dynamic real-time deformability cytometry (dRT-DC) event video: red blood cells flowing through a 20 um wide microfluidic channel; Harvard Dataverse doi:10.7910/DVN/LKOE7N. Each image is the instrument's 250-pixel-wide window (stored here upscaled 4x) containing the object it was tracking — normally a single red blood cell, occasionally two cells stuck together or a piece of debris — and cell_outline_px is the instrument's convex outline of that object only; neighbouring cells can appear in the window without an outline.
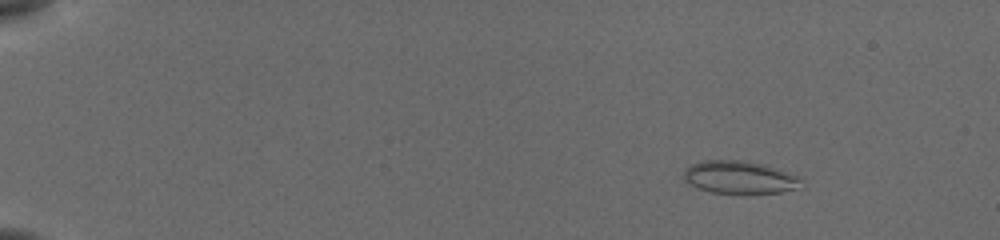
{"species": "common noctule bat (a hibernating species)", "species_latin": "Nyctalus noctula", "temperature_condition": "cold", "stored_images_in_passage": 55, "camera_frame_rate_fps": 3000, "um_per_image_px": 0.085, "animal": {"sex": "female", "body_mass_g": 19.5, "forearm_length_mm": 54.1}, "frame": {"image": 1, "passage_image": 8, "time_ms": 2.333, "image_size_px": [1000, 240], "cell_outline_px": [[800, 180], [792, 188], [780, 192], [748, 196], [712, 192], [688, 184], [684, 180], [684, 172], [692, 164], [704, 160], [740, 160], [760, 164], [796, 176]], "centroid_in_image_um": [62.75, 15.11], "position_along_channel_um": 22.2, "area_um2": 22.14}}
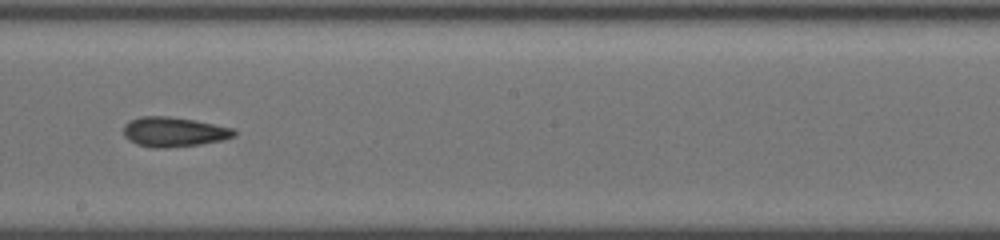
{"frame": {"image": 2, "passage_image": 34, "time_ms": 11.0, "image_size_px": [1000, 240], "cell_outline_px": [[236, 136], [224, 140], [200, 144], [168, 148], [152, 148], [136, 144], [128, 140], [124, 136], [124, 124], [140, 116], [168, 116], [192, 120], [232, 128], [236, 132]], "centroid_in_image_um": [14.75, 11.23], "position_along_channel_um": 233.4, "area_um2": 19.13}}
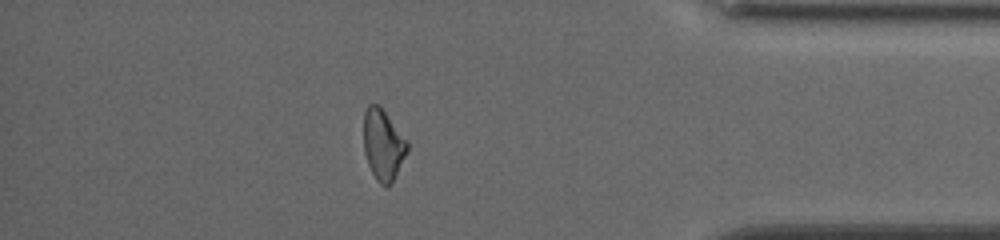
{"frame": {"image": 3, "passage_image": 49, "time_ms": 16.0, "image_size_px": [1000, 240], "cell_outline_px": [[408, 152], [388, 188], [380, 184], [376, 180], [368, 164], [364, 152], [364, 112], [368, 104], [380, 104], [408, 140]], "centroid_in_image_um": [32.57, 12.27], "position_along_channel_um": 402.6, "area_um2": 18.26}, "authors_computed_cell_mechanics": {"area_um2": 19.7098, "velocity_mm_per_s": 3.897, "shape_relaxation_time_tau1_ms": null, "shape_relaxation_time_tau2_ms": 4.632, "deformation_change_tau1": null, "deformation_change_tau2": 0.1211}}